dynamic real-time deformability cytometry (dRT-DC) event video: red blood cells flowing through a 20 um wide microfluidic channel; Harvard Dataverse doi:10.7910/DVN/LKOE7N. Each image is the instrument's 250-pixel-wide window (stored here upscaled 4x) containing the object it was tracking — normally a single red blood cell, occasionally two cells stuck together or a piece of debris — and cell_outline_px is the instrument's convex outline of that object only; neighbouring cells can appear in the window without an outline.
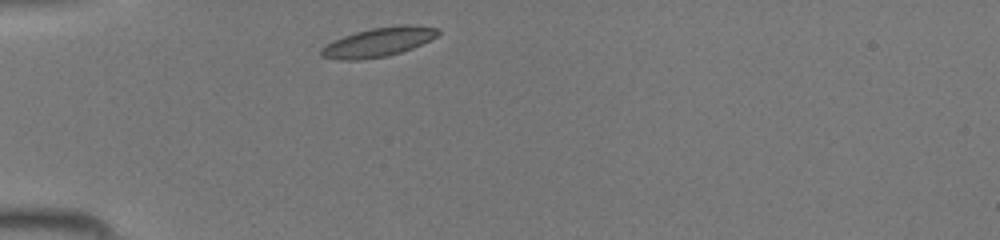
{"species": "common noctule bat (a hibernating species)", "species_latin": "Nyctalus noctula", "temperature_condition": "room temperature", "stored_images_in_passage": 33, "camera_frame_rate_fps": 3000, "um_per_image_px": 0.085, "animal": {"sex": "female", "body_mass_g": 19.5, "forearm_length_mm": 54.1}, "frame": {"image": 1, "passage_image": 1, "time_ms": 0.0, "image_size_px": [1000, 240], "cell_outline_px": [[440, 32], [436, 36], [412, 48], [388, 56], [364, 60], [340, 60], [320, 56], [320, 48], [324, 44], [332, 40], [356, 32], [372, 28], [400, 24], [412, 24], [436, 28]], "centroid_in_image_um": [32.1, 3.58], "position_along_channel_um": 52.9, "area_um2": 19.94}}
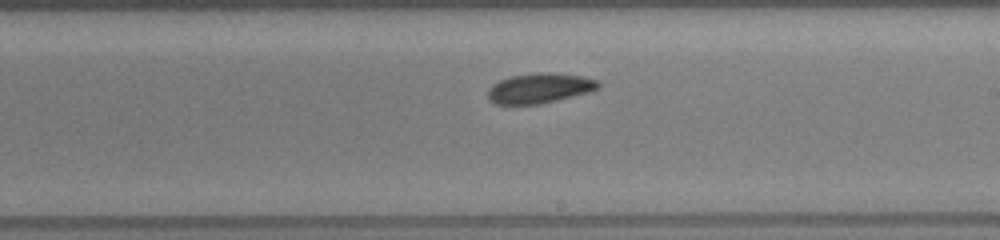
{"frame": {"image": 2, "passage_image": 15, "time_ms": 4.667, "image_size_px": [1000, 240], "cell_outline_px": [[600, 88], [588, 92], [540, 104], [496, 104], [488, 100], [488, 88], [492, 84], [500, 80], [512, 76], [540, 72], [548, 72], [584, 76], [596, 80], [600, 84]], "centroid_in_image_um": [45.85, 7.49], "position_along_channel_um": 243.2, "area_um2": 19.25}}
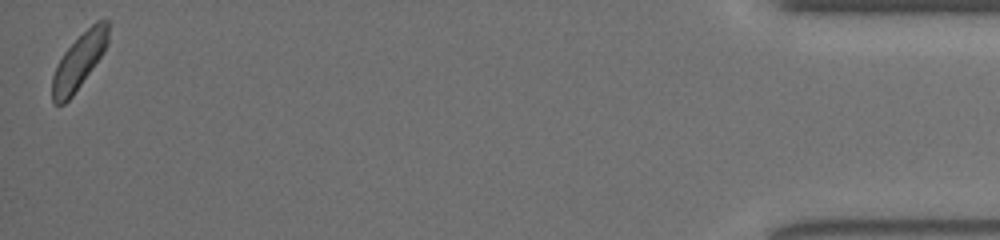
{"frame": {"image": 3, "passage_image": 33, "time_ms": 10.667, "image_size_px": [1000, 240], "cell_outline_px": [[108, 40], [100, 56], [72, 96], [64, 104], [56, 104], [52, 100], [52, 76], [64, 52], [96, 20], [108, 20]], "centroid_in_image_um": [6.69, 5.22], "position_along_channel_um": 428.5, "area_um2": 17.28}}